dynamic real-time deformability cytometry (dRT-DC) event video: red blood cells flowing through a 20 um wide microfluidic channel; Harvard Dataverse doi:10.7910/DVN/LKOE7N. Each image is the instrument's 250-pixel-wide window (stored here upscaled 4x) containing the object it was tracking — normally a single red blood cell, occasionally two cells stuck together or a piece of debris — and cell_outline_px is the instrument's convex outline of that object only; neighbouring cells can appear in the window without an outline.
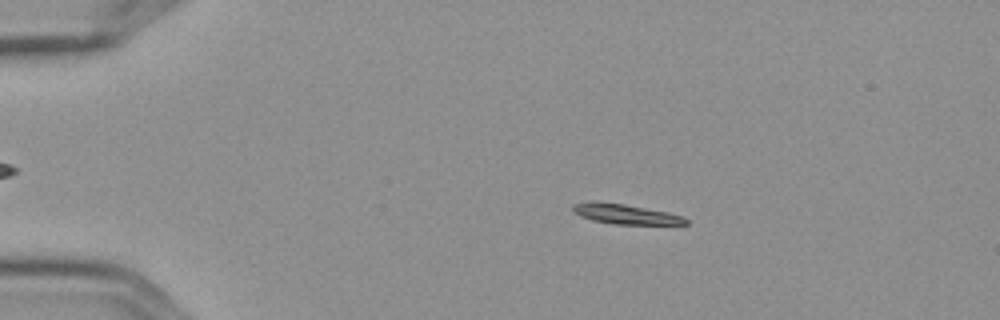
{"species": "Egyptian fruit bat (a non-hibernating species)", "species_latin": "Rousettus aegyptiacus", "temperature_condition": "cold", "stored_images_in_passage": 7, "camera_frame_rate_fps": 3000, "um_per_image_px": 0.085, "frame": {"image": 1, "passage_image": 3, "time_ms": 0.667, "image_size_px": [1000, 320], "cell_outline_px": [[688, 224], [616, 224], [592, 220], [580, 216], [572, 212], [572, 204], [596, 200], [624, 204], [668, 212], [684, 216], [688, 220]], "centroid_in_image_um": [53.13, 18.18], "position_along_channel_um": 31.9, "area_um2": 13.24}}
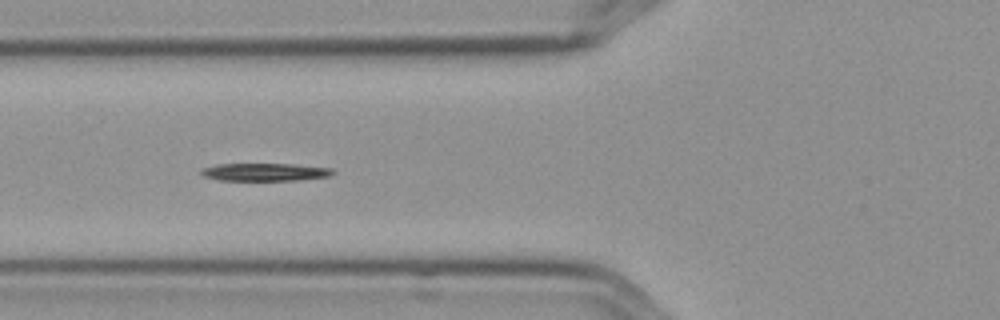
{"frame": {"image": 2, "passage_image": 6, "time_ms": 1.667, "image_size_px": [1000, 320], "cell_outline_px": [[336, 172], [328, 176], [296, 180], [220, 180], [204, 176], [200, 172], [204, 168], [216, 164], [292, 164], [332, 168]], "centroid_in_image_um": [22.53, 14.62], "position_along_channel_um": 103.3, "area_um2": 13.41}}
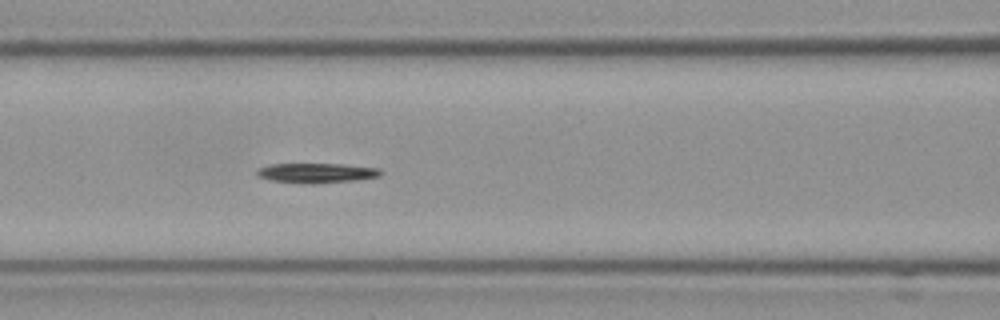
{"frame": {"image": 3, "passage_image": 7, "time_ms": 2.0, "image_size_px": [1000, 320], "cell_outline_px": [[384, 172], [380, 176], [360, 180], [312, 184], [272, 180], [256, 176], [256, 172], [260, 168], [272, 164], [344, 164], [380, 168]], "centroid_in_image_um": [26.99, 14.7], "position_along_channel_um": 139.6, "area_um2": 14.33}}